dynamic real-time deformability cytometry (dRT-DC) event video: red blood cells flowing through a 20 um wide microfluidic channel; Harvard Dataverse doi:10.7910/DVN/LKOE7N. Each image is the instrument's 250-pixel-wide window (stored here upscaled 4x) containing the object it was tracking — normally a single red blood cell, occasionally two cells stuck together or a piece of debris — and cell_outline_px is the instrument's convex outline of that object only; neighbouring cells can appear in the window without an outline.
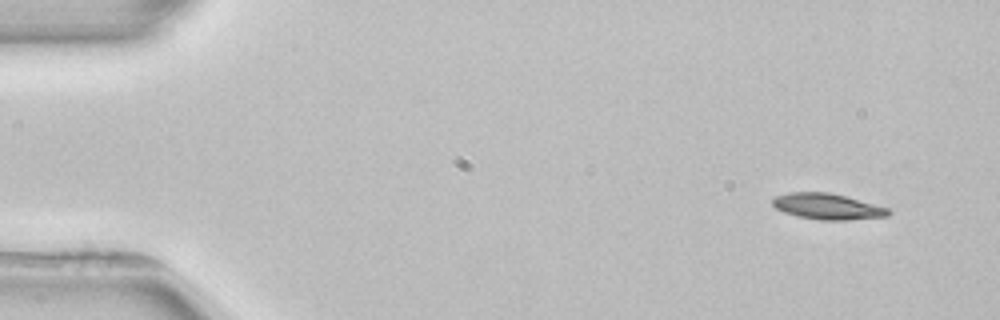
{"species": "common noctule bat (a hibernating species)", "species_latin": "Nyctalus noctula", "temperature_condition": "room temperature", "stored_images_in_passage": 3, "camera_frame_rate_fps": 3000, "um_per_image_px": 0.085, "animal": {"sex": "female", "body_mass_g": 22.7, "forearm_length_mm": 54.2}, "frame": {"image": 1, "passage_image": 1, "time_ms": 0.0, "image_size_px": [1000, 320], "cell_outline_px": [[892, 212], [888, 216], [848, 220], [820, 220], [796, 216], [784, 212], [776, 208], [772, 204], [772, 200], [776, 196], [788, 192], [828, 192], [844, 196], [888, 208]], "centroid_in_image_um": [70.31, 17.55], "position_along_channel_um": 14.7, "area_um2": 17.4}}